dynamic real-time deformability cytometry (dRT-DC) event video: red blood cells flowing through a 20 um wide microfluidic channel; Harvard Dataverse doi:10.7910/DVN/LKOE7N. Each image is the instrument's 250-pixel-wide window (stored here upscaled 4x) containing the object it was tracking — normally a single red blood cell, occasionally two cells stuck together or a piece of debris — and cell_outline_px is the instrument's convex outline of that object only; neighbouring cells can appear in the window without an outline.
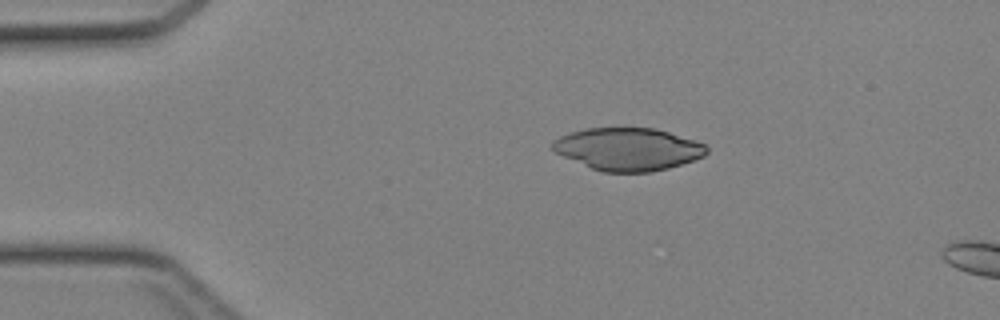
{"species": "Egyptian fruit bat (a non-hibernating species)", "species_latin": "Rousettus aegyptiacus", "temperature_condition": "cold", "stored_images_in_passage": 5, "camera_frame_rate_fps": 3000, "um_per_image_px": 0.085, "animal": {"sex": "female"}, "frame": {"image": 1, "passage_image": 1, "time_ms": 0.0, "image_size_px": [1000, 320], "cell_outline_px": [[708, 152], [704, 156], [668, 168], [652, 172], [604, 172], [592, 168], [564, 156], [556, 152], [552, 148], [552, 140], [560, 136], [584, 128], [656, 128], [704, 144], [708, 148]], "centroid_in_image_um": [53.37, 12.67], "position_along_channel_um": 31.6, "area_um2": 37.8}}